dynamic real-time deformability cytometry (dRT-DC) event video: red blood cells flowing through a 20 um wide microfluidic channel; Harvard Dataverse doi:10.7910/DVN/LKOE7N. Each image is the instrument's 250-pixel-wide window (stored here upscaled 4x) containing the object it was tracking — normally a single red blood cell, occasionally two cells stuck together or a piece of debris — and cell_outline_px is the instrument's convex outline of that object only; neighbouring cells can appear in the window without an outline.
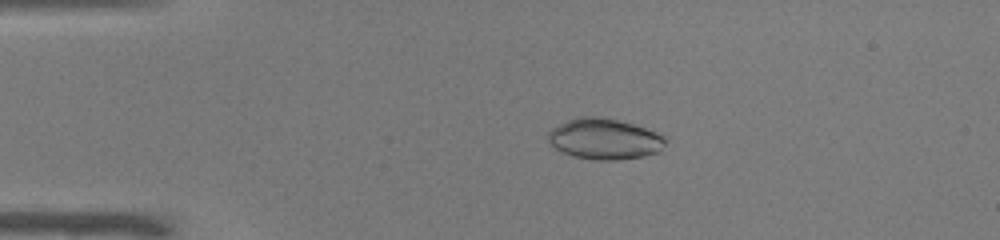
{"species": "common noctule bat (a hibernating species)", "species_latin": "Nyctalus noctula", "temperature_condition": "warm", "stored_images_in_passage": 45, "camera_frame_rate_fps": 3000, "um_per_image_px": 0.085, "animal": {"sex": "male", "body_mass_g": 19.0, "forearm_length_mm": 50.8}, "frame": {"image": 1, "passage_image": 5, "time_ms": 1.333, "image_size_px": [1000, 240], "cell_outline_px": [[668, 140], [660, 152], [644, 156], [616, 160], [596, 160], [576, 156], [564, 152], [556, 148], [548, 140], [548, 132], [552, 128], [568, 120], [580, 116], [596, 116], [620, 120], [656, 132], [664, 136]], "centroid_in_image_um": [51.42, 11.81], "position_along_channel_um": 33.6, "area_um2": 27.8}}
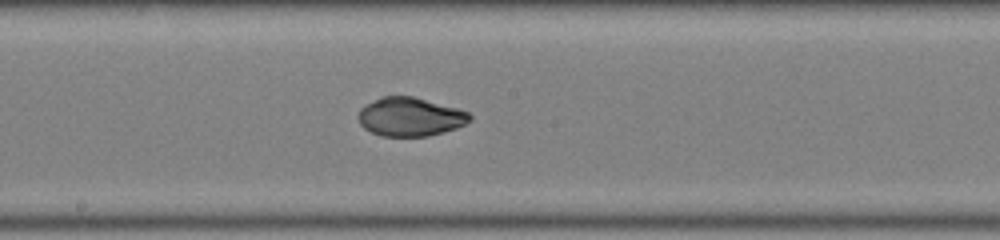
{"frame": {"image": 2, "passage_image": 22, "time_ms": 7.0, "image_size_px": [1000, 240], "cell_outline_px": [[472, 120], [456, 128], [444, 132], [428, 136], [380, 136], [364, 128], [360, 124], [356, 116], [360, 108], [384, 96], [412, 96], [456, 108], [468, 112], [472, 116]], "centroid_in_image_um": [34.85, 9.94], "position_along_channel_um": 213.3, "area_um2": 25.03}}
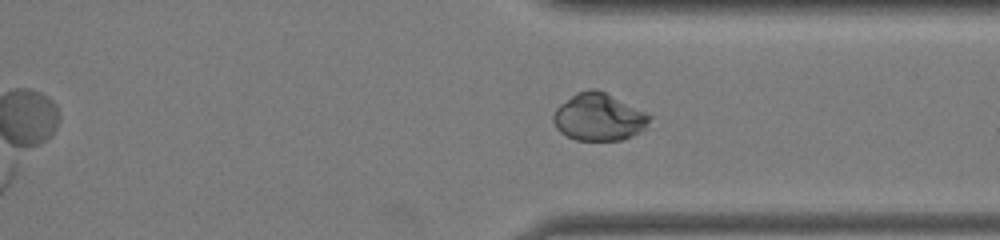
{"frame": {"image": 3, "passage_image": 33, "time_ms": 10.667, "image_size_px": [1000, 240], "cell_outline_px": [[652, 116], [644, 128], [640, 132], [632, 136], [620, 140], [576, 140], [560, 132], [556, 128], [552, 120], [552, 116], [556, 108], [560, 104], [576, 92], [588, 88], [596, 88]], "centroid_in_image_um": [50.84, 9.95], "position_along_channel_um": 360.6, "area_um2": 26.3}, "authors_computed_cell_mechanics": {"area_um2": 27.166, "velocity_mm_per_s": 4.0027, "shape_relaxation_time_tau1_ms": 6.9796, "shape_relaxation_time_tau2_ms": null, "deformation_change_tau1": 0.3115, "deformation_change_tau2": null}}